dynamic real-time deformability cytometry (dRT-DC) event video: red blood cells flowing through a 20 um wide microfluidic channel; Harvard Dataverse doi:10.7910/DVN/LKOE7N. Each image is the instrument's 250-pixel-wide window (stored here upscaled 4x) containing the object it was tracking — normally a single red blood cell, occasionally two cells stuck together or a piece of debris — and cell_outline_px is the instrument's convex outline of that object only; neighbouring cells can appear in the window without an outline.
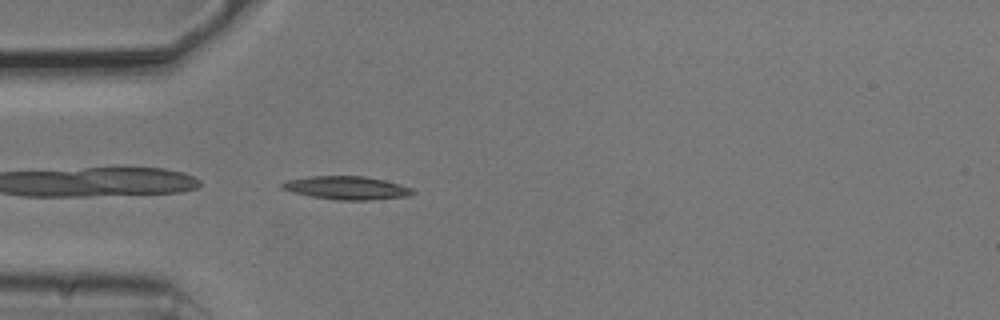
{"species": "common noctule bat (a hibernating species)", "species_latin": "Nyctalus noctula", "temperature_condition": "cold", "stored_images_in_passage": 39, "camera_frame_rate_fps": 3000, "um_per_image_px": 0.085, "animal": {"sex": "male", "body_mass_g": 20.5, "forearm_length_mm": 52.5}, "frame": {"image": 1, "passage_image": 1, "time_ms": 0.0, "image_size_px": [1000, 320], "cell_outline_px": [[416, 192], [408, 196], [368, 200], [336, 200], [312, 196], [292, 192], [280, 188], [280, 184], [288, 180], [308, 176], [364, 176], [384, 180], [400, 184], [412, 188]], "centroid_in_image_um": [29.47, 15.96], "position_along_channel_um": 55.5, "area_um2": 17.69}}
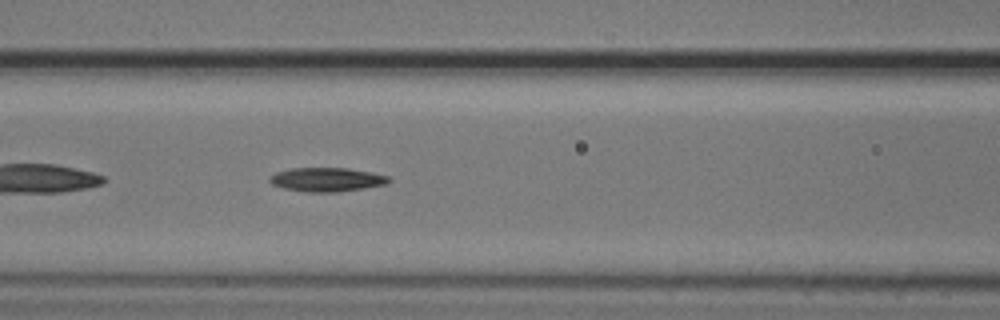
{"frame": {"image": 2, "passage_image": 8, "time_ms": 2.333, "image_size_px": [1000, 320], "cell_outline_px": [[392, 180], [384, 184], [364, 188], [336, 192], [308, 192], [284, 188], [272, 184], [268, 180], [276, 172], [292, 168], [348, 168], [372, 172], [388, 176]], "centroid_in_image_um": [27.79, 15.26], "position_along_channel_um": 138.8, "area_um2": 16.47}}
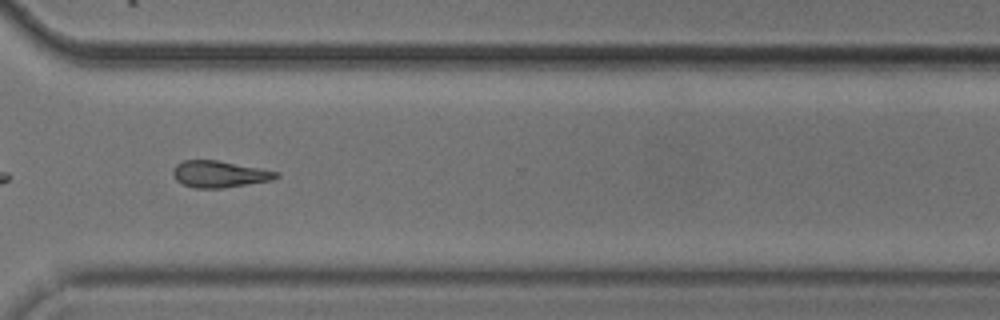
{"frame": {"image": 3, "passage_image": 25, "time_ms": 8.0, "image_size_px": [1000, 320], "cell_outline_px": [[280, 176], [272, 180], [224, 188], [196, 188], [184, 184], [176, 180], [172, 176], [172, 172], [176, 164], [184, 160], [216, 160], [260, 168], [280, 172]], "centroid_in_image_um": [18.66, 14.8], "position_along_channel_um": 351.9, "area_um2": 16.01}}